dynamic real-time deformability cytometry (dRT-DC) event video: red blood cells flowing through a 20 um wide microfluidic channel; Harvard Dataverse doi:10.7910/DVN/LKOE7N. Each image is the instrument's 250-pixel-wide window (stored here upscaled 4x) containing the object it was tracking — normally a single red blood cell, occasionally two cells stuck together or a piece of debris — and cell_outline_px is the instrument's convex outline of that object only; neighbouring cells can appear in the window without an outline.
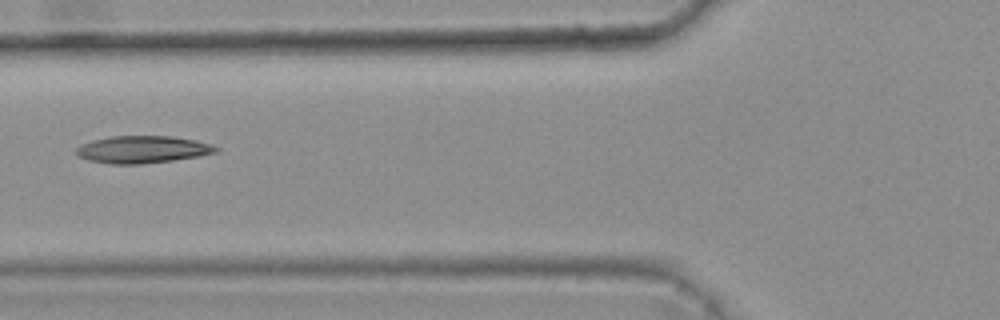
{"species": "common noctule bat (a hibernating species)", "species_latin": "Nyctalus noctula", "temperature_condition": "warm", "stored_images_in_passage": 5, "camera_frame_rate_fps": 3000, "um_per_image_px": 0.085, "animal": {"sex": "female", "body_mass_g": 25.1}, "frame": {"image": 1, "passage_image": 4, "time_ms": 1.0, "image_size_px": [1000, 320], "cell_outline_px": [[220, 148], [216, 152], [200, 156], [172, 160], [140, 164], [108, 164], [88, 160], [76, 156], [76, 148], [80, 144], [92, 140], [112, 136], [172, 136], [196, 140]], "centroid_in_image_um": [12.06, 12.7], "position_along_channel_um": 113.7, "area_um2": 22.25}}
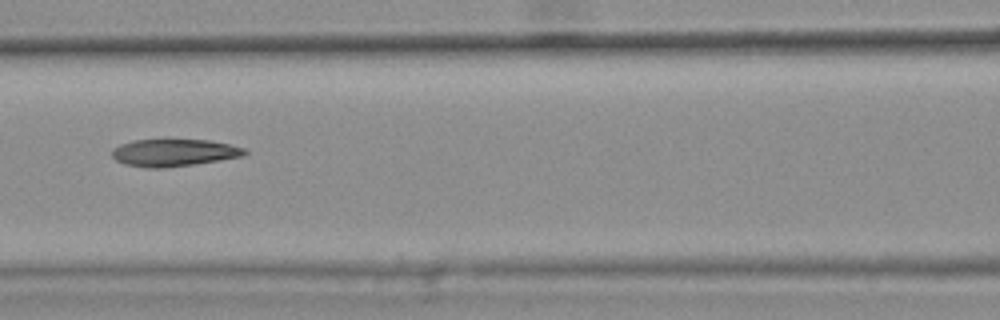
{"frame": {"image": 2, "passage_image": 5, "time_ms": 1.333, "image_size_px": [1000, 320], "cell_outline_px": [[248, 152], [244, 156], [192, 164], [164, 168], [148, 168], [124, 164], [116, 160], [112, 156], [112, 148], [120, 144], [132, 140], [208, 140], [228, 144], [244, 148]], "centroid_in_image_um": [14.74, 12.98], "position_along_channel_um": 151.9, "area_um2": 20.92}}